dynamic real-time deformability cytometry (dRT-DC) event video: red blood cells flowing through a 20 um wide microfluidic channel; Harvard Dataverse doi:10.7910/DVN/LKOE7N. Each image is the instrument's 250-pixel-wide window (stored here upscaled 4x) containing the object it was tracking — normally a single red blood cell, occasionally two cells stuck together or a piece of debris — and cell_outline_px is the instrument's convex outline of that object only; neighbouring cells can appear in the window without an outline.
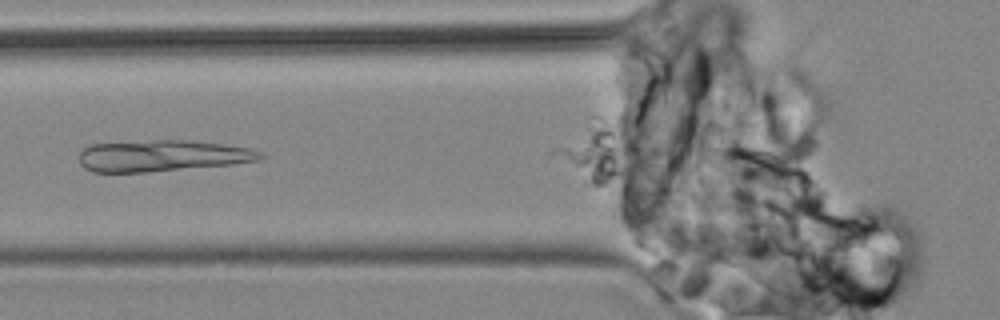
{"species": "common noctule bat (a hibernating species)", "species_latin": "Nyctalus noctula", "temperature_condition": "cold", "stored_images_in_passage": 10, "camera_frame_rate_fps": 3000, "um_per_image_px": 0.085, "animal": {"sex": "male", "body_mass_g": 19.2, "forearm_length_mm": 51.8}, "frame": {"image": 1, "passage_image": 10, "time_ms": 10.667, "image_size_px": [1000, 320], "cell_outline_px": [[268, 156], [260, 160], [232, 164], [144, 172], [92, 172], [84, 168], [80, 164], [80, 148], [84, 144], [152, 140], [188, 140], [224, 144], [252, 148], [264, 152]], "centroid_in_image_um": [13.79, 13.22], "position_along_channel_um": 112.0, "area_um2": 33.64}}